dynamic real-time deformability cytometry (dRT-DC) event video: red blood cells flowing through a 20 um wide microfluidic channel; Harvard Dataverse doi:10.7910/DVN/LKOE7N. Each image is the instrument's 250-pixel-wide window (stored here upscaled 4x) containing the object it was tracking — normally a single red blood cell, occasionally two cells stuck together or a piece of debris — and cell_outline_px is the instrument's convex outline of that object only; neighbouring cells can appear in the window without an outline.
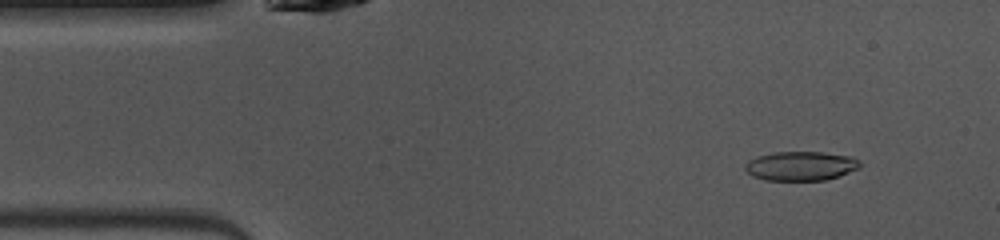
{"species": "common noctule bat (a hibernating species)", "species_latin": "Nyctalus noctula", "temperature_condition": "warm", "stored_images_in_passage": 46, "camera_frame_rate_fps": 3000, "um_per_image_px": 0.085, "animal": {"sex": "female", "body_mass_g": 10.0, "forearm_length_mm": 53.1}, "frame": {"image": 1, "passage_image": 3, "time_ms": 0.667, "image_size_px": [1000, 240], "cell_outline_px": [[860, 168], [840, 176], [824, 180], [764, 180], [752, 176], [744, 168], [744, 164], [748, 160], [756, 156], [772, 152], [820, 152], [852, 156], [860, 160]], "centroid_in_image_um": [68.06, 14.1], "position_along_channel_um": 16.9, "area_um2": 19.77}}
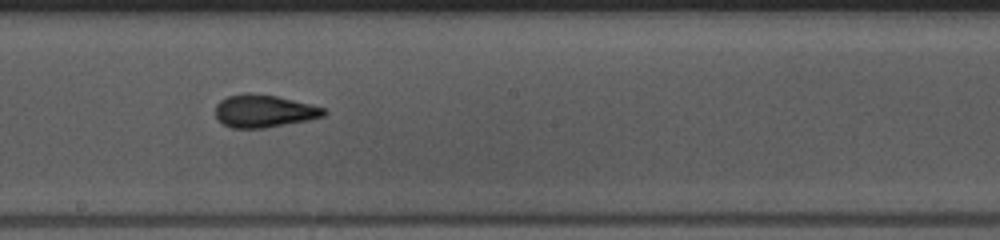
{"frame": {"image": 2, "passage_image": 23, "time_ms": 7.333, "image_size_px": [1000, 240], "cell_outline_px": [[328, 112], [324, 116], [308, 120], [264, 128], [232, 128], [224, 124], [216, 116], [216, 104], [220, 100], [228, 96], [244, 92], [248, 92], [276, 96], [324, 108]], "centroid_in_image_um": [22.42, 9.43], "position_along_channel_um": 225.8, "area_um2": 20.46}}
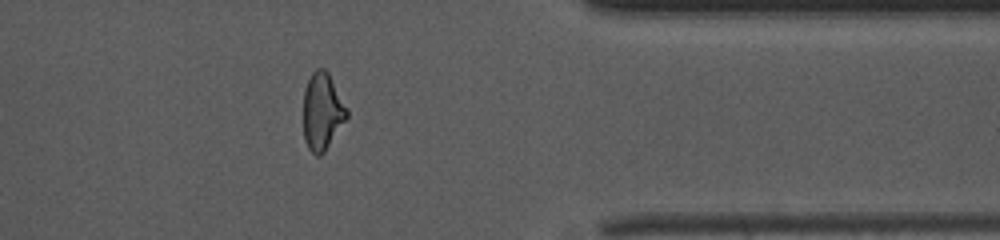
{"frame": {"image": 3, "passage_image": 36, "time_ms": 11.667, "image_size_px": [1000, 240], "cell_outline_px": [[348, 116], [324, 152], [320, 156], [316, 156], [308, 148], [304, 140], [304, 88], [312, 72], [316, 68], [324, 68], [328, 72], [348, 108]], "centroid_in_image_um": [27.39, 9.46], "position_along_channel_um": 384.0, "area_um2": 19.54}, "authors_computed_cell_mechanics": {"area_um2": 20.23, "velocity_mm_per_s": 4.0766, "shape_relaxation_time_tau1_ms": 5.47, "shape_relaxation_time_tau2_ms": 1.5313, "deformation_change_tau1": 0.1713, "deformation_change_tau2": 0.0859}}